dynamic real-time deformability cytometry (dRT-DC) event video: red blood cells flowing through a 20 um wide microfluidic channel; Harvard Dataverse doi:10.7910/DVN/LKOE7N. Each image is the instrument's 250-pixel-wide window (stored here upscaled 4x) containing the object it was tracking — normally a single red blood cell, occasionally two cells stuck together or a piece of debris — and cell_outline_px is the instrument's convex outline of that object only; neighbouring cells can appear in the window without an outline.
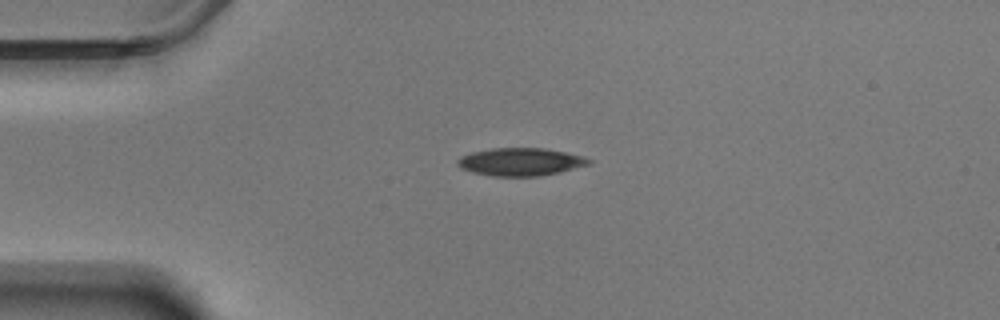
{"species": "Egyptian fruit bat (a non-hibernating species)", "species_latin": "Rousettus aegyptiacus", "temperature_condition": "warm", "stored_images_in_passage": 45, "camera_frame_rate_fps": 3000, "um_per_image_px": 0.085, "animal": {"sex": "male"}, "frame": {"image": 1, "passage_image": 1, "time_ms": 0.0, "image_size_px": [1000, 320], "cell_outline_px": [[592, 164], [560, 172], [540, 176], [492, 176], [472, 172], [460, 168], [456, 164], [456, 160], [460, 156], [472, 152], [492, 148], [544, 148], [584, 156], [592, 160]], "centroid_in_image_um": [44.24, 13.76], "position_along_channel_um": 40.8, "area_um2": 21.44}}
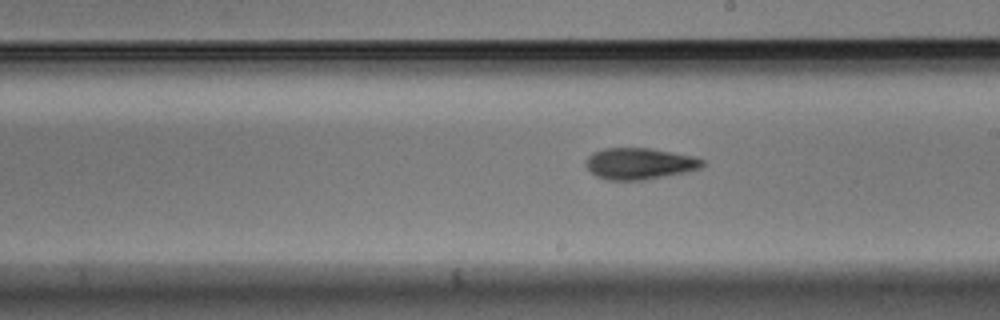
{"frame": {"image": 2, "passage_image": 20, "time_ms": 6.333, "image_size_px": [1000, 320], "cell_outline_px": [[708, 164], [700, 168], [688, 172], [644, 180], [608, 180], [596, 176], [584, 164], [588, 156], [592, 152], [604, 148], [652, 148], [696, 156], [704, 160]], "centroid_in_image_um": [54.41, 13.9], "position_along_channel_um": 234.6, "area_um2": 21.73}}
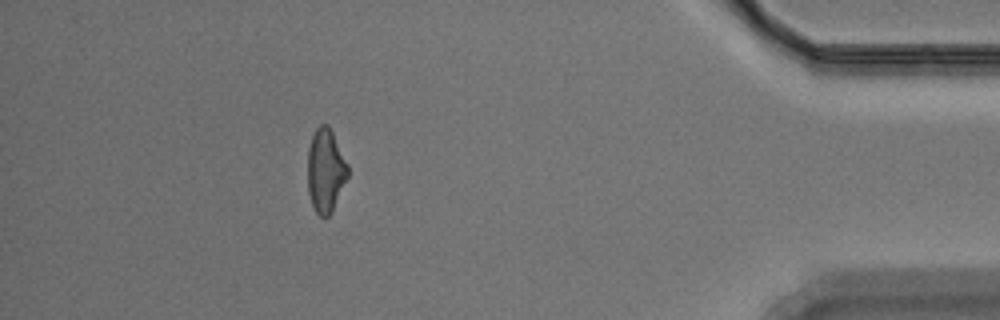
{"frame": {"image": 3, "passage_image": 39, "time_ms": 12.667, "image_size_px": [1000, 320], "cell_outline_px": [[348, 176], [332, 212], [328, 216], [320, 216], [316, 212], [312, 204], [308, 192], [308, 148], [312, 136], [316, 128], [320, 124], [328, 124], [348, 164]], "centroid_in_image_um": [27.67, 14.49], "position_along_channel_um": 407.5, "area_um2": 19.48}, "authors_computed_cell_mechanics": {"area_um2": 20.9814, "velocity_mm_per_s": 3.4954, "shape_relaxation_time_tau1_ms": null, "shape_relaxation_time_tau2_ms": 5.0148, "deformation_change_tau1": null, "deformation_change_tau2": 0.1318}}